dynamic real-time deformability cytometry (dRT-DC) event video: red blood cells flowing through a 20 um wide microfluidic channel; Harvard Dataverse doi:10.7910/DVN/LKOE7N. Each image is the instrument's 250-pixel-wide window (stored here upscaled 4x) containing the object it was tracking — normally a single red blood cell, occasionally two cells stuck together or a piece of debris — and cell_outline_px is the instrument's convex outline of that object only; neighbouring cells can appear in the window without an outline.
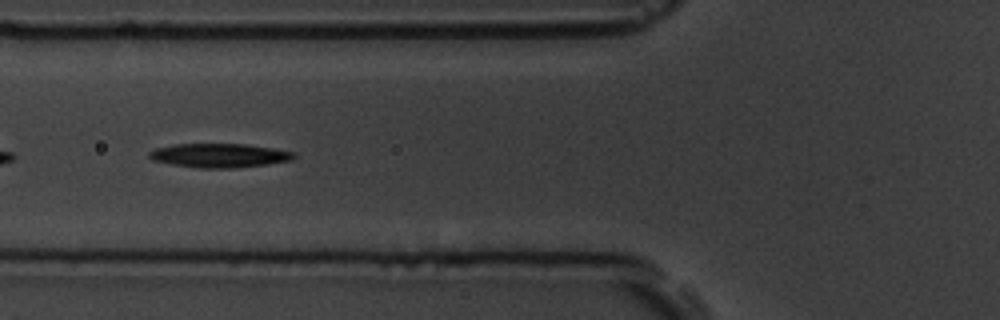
{"species": "common noctule bat (a hibernating species)", "species_latin": "Nyctalus noctula", "temperature_condition": "room temperature", "stored_images_in_passage": 10, "camera_frame_rate_fps": 3000, "um_per_image_px": 0.085, "animal": {"sex": "male", "body_mass_g": 19.5, "forearm_length_mm": 54.6}, "frame": {"image": 1, "passage_image": 5, "time_ms": 4.333, "image_size_px": [1000, 320], "cell_outline_px": [[296, 156], [292, 160], [268, 164], [232, 168], [200, 168], [172, 164], [152, 160], [148, 156], [148, 152], [156, 148], [172, 144], [244, 144], [272, 148], [296, 152]], "centroid_in_image_um": [18.64, 13.21], "position_along_channel_um": 107.2, "area_um2": 20.23}}
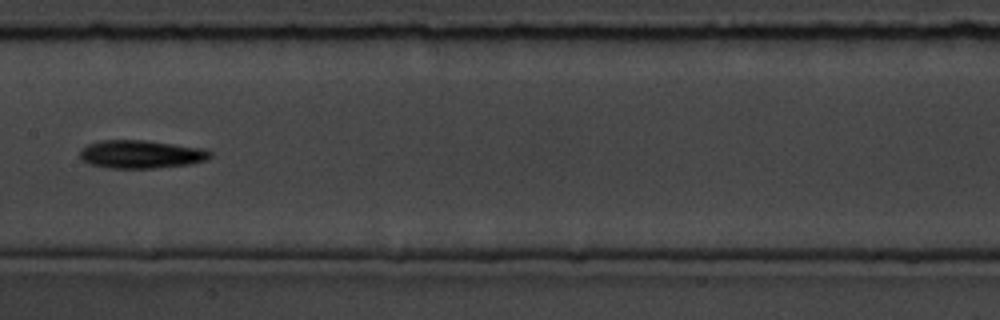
{"frame": {"image": 2, "passage_image": 7, "time_ms": 6.667, "image_size_px": [1000, 320], "cell_outline_px": [[212, 156], [208, 160], [188, 164], [156, 168], [112, 168], [88, 164], [80, 156], [80, 148], [88, 144], [104, 140], [148, 140], [204, 148], [212, 152]], "centroid_in_image_um": [12.02, 13.1], "position_along_channel_um": 195.4, "area_um2": 21.5}}
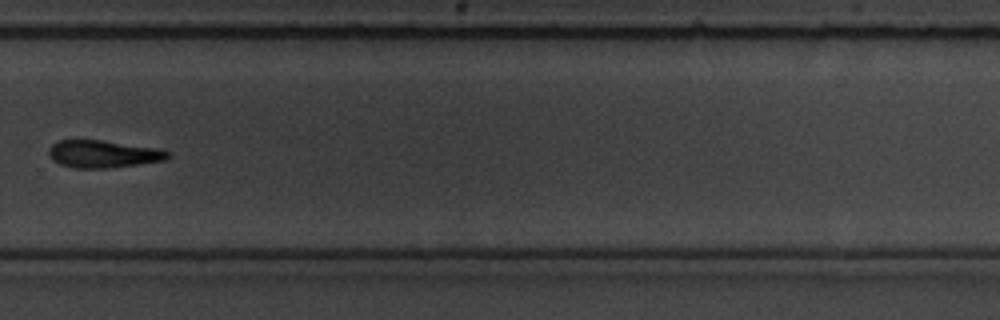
{"frame": {"image": 3, "passage_image": 10, "time_ms": 10.0, "image_size_px": [1000, 320], "cell_outline_px": [[172, 156], [164, 160], [140, 164], [108, 168], [76, 168], [60, 164], [52, 160], [48, 152], [48, 148], [56, 140], [100, 140], [164, 148], [172, 152]], "centroid_in_image_um": [8.83, 13.08], "position_along_channel_um": 321.0, "area_um2": 19.42}}